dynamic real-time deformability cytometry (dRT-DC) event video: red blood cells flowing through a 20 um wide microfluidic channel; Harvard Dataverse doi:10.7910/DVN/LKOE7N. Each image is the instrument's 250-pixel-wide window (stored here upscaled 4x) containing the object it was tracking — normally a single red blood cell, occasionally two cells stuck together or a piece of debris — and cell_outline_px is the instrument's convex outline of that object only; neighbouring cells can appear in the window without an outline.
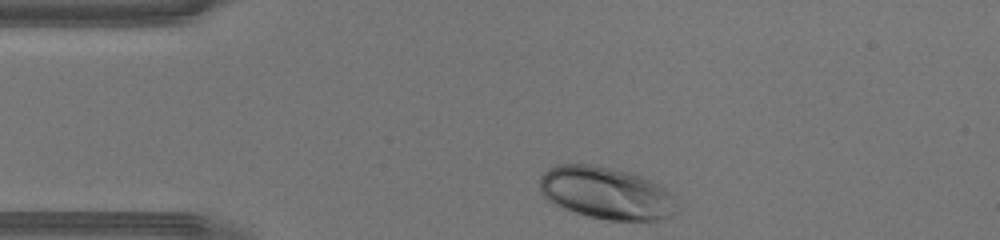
{"species": "human", "species_latin": "Homo sapiens", "temperature_condition": "warm", "stored_images_in_passage": 27, "camera_frame_rate_fps": 3000, "um_per_image_px": 0.085, "donor": {"sex": "male"}, "frame": {"image": 1, "passage_image": 1, "time_ms": 0.0, "image_size_px": [1000, 240], "cell_outline_px": [[680, 212], [672, 216], [660, 220], [608, 220], [588, 216], [552, 204], [540, 192], [540, 176], [548, 168], [556, 164], [596, 164], [636, 172], [656, 180], [668, 188]], "centroid_in_image_um": [51.6, 16.38], "position_along_channel_um": 33.4, "area_um2": 43.0}}
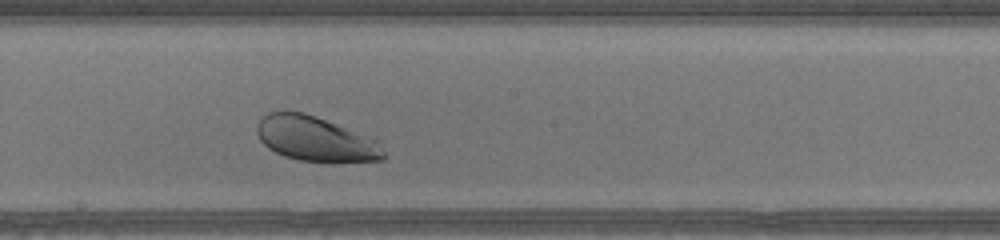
{"frame": {"image": 2, "passage_image": 16, "time_ms": 5.0, "image_size_px": [1000, 240], "cell_outline_px": [[384, 160], [300, 160], [284, 156], [268, 148], [260, 140], [256, 132], [256, 124], [260, 116], [268, 112], [304, 112], [316, 116], [344, 128], [380, 144], [384, 152]], "centroid_in_image_um": [26.67, 11.77], "position_along_channel_um": 221.5, "area_um2": 31.79}}
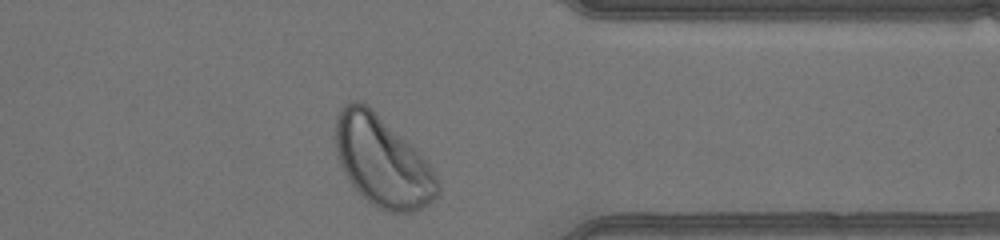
{"frame": {"image": 3, "passage_image": 27, "time_ms": 8.667, "image_size_px": [1000, 240], "cell_outline_px": [[440, 188], [436, 196], [428, 204], [412, 212], [388, 212], [376, 208], [348, 180], [336, 156], [336, 116], [340, 108], [344, 104], [352, 100], [360, 100], [368, 104], [416, 148], [424, 156], [436, 172], [440, 184]], "centroid_in_image_um": [32.51, 13.69], "position_along_channel_um": 378.9, "area_um2": 54.22}}